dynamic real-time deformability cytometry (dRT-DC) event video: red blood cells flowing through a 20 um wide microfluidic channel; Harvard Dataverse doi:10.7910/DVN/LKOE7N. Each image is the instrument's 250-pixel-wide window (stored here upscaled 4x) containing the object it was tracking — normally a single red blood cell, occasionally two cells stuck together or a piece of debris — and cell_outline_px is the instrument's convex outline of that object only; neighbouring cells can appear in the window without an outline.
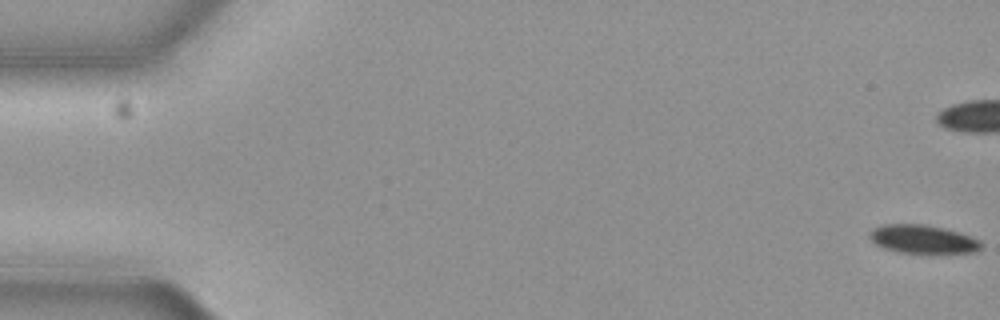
{"species": "common noctule bat (a hibernating species)", "species_latin": "Nyctalus noctula", "temperature_condition": "cold", "stored_images_in_passage": 13, "camera_frame_rate_fps": 3000, "um_per_image_px": 0.085, "animal": {"sex": "female", "body_mass_g": 19.3, "forearm_length_mm": 54.1}, "frame": {"image": 1, "passage_image": 1, "time_ms": 0.0, "image_size_px": [1000, 320], "cell_outline_px": [[984, 244], [980, 248], [972, 252], [900, 252], [884, 248], [876, 244], [868, 236], [868, 232], [872, 228], [884, 224], [924, 224], [944, 228], [960, 232], [972, 236], [980, 240]], "centroid_in_image_um": [78.42, 20.3], "position_along_channel_um": 6.6, "area_um2": 18.38}}